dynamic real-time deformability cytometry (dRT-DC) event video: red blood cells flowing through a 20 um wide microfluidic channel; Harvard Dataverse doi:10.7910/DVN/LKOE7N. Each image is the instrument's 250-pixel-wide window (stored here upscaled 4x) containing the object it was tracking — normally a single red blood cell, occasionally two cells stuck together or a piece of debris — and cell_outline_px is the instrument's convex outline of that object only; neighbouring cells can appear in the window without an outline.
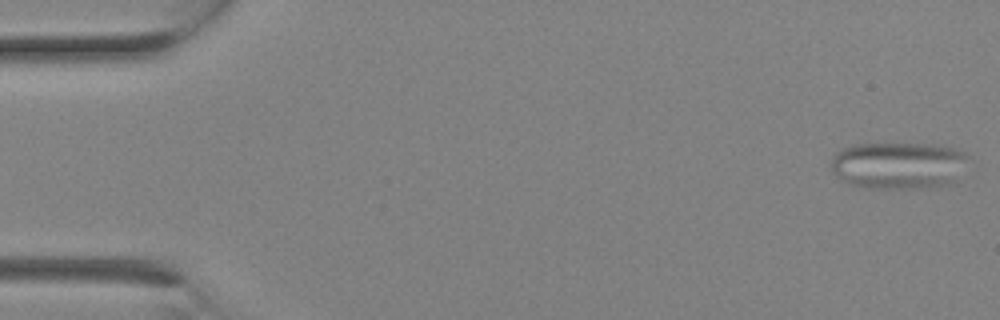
{"species": "Egyptian fruit bat (a non-hibernating species)", "species_latin": "Rousettus aegyptiacus", "temperature_condition": "room temperature", "stored_images_in_passage": 11, "camera_frame_rate_fps": 3000, "um_per_image_px": 0.085, "animal": {"sex": "female"}, "frame": {"image": 1, "passage_image": 1, "time_ms": 0.0, "image_size_px": [1000, 320], "cell_outline_px": [[972, 160], [956, 184], [932, 188], [864, 188], [848, 184], [836, 176], [832, 172], [832, 156], [840, 148], [852, 144], [936, 144], [968, 152]], "centroid_in_image_um": [76.48, 14.07], "position_along_channel_um": 8.5, "area_um2": 39.07}}
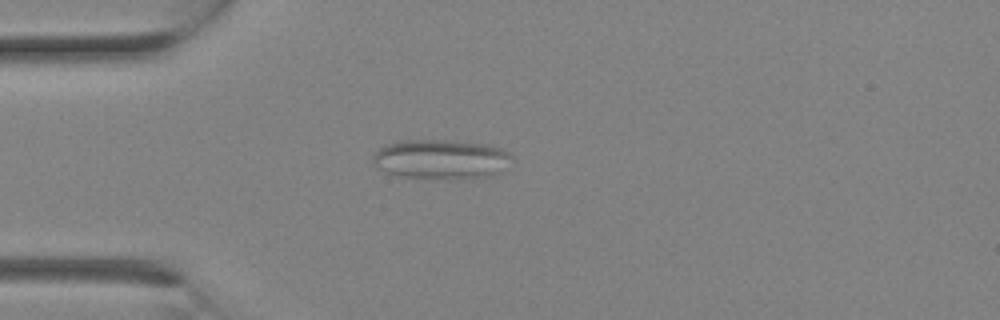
{"frame": {"image": 2, "passage_image": 7, "time_ms": 2.0, "image_size_px": [1000, 320], "cell_outline_px": [[512, 156], [492, 176], [400, 176], [388, 172], [372, 164], [372, 156], [380, 148], [388, 144], [400, 140], [448, 140], [488, 144], [512, 152]], "centroid_in_image_um": [37.43, 13.47], "position_along_channel_um": 47.6, "area_um2": 30.69}}